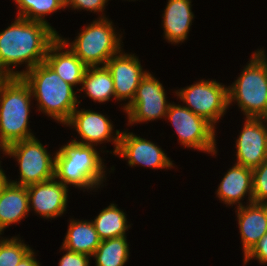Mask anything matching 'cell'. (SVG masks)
I'll return each mask as SVG.
<instances>
[{"mask_svg": "<svg viewBox=\"0 0 267 266\" xmlns=\"http://www.w3.org/2000/svg\"><path fill=\"white\" fill-rule=\"evenodd\" d=\"M58 36L49 24L16 17L8 28L0 32V77H21L45 62L48 49ZM24 62L26 70L15 72L10 68Z\"/></svg>", "mask_w": 267, "mask_h": 266, "instance_id": "cell-1", "label": "cell"}, {"mask_svg": "<svg viewBox=\"0 0 267 266\" xmlns=\"http://www.w3.org/2000/svg\"><path fill=\"white\" fill-rule=\"evenodd\" d=\"M31 97L30 86L22 77H0V150L3 154L12 143L35 137L28 127Z\"/></svg>", "mask_w": 267, "mask_h": 266, "instance_id": "cell-2", "label": "cell"}, {"mask_svg": "<svg viewBox=\"0 0 267 266\" xmlns=\"http://www.w3.org/2000/svg\"><path fill=\"white\" fill-rule=\"evenodd\" d=\"M21 77L39 103L38 110L65 125L80 103L74 87L61 79L45 62L31 68Z\"/></svg>", "mask_w": 267, "mask_h": 266, "instance_id": "cell-3", "label": "cell"}, {"mask_svg": "<svg viewBox=\"0 0 267 266\" xmlns=\"http://www.w3.org/2000/svg\"><path fill=\"white\" fill-rule=\"evenodd\" d=\"M55 154L54 177L63 185L91 190L106 180L104 162L93 145L71 141Z\"/></svg>", "mask_w": 267, "mask_h": 266, "instance_id": "cell-4", "label": "cell"}, {"mask_svg": "<svg viewBox=\"0 0 267 266\" xmlns=\"http://www.w3.org/2000/svg\"><path fill=\"white\" fill-rule=\"evenodd\" d=\"M240 76L228 86L229 106L237 102L246 117L267 119V57L265 50L253 53Z\"/></svg>", "mask_w": 267, "mask_h": 266, "instance_id": "cell-5", "label": "cell"}, {"mask_svg": "<svg viewBox=\"0 0 267 266\" xmlns=\"http://www.w3.org/2000/svg\"><path fill=\"white\" fill-rule=\"evenodd\" d=\"M58 37L87 67L105 66L111 57L122 51L121 35L117 36L112 21L104 15L84 27L75 42L68 43L67 39Z\"/></svg>", "mask_w": 267, "mask_h": 266, "instance_id": "cell-6", "label": "cell"}, {"mask_svg": "<svg viewBox=\"0 0 267 266\" xmlns=\"http://www.w3.org/2000/svg\"><path fill=\"white\" fill-rule=\"evenodd\" d=\"M47 151L36 137L7 146L5 155L16 158L20 170V181H8L27 187L54 178L55 157Z\"/></svg>", "mask_w": 267, "mask_h": 266, "instance_id": "cell-7", "label": "cell"}, {"mask_svg": "<svg viewBox=\"0 0 267 266\" xmlns=\"http://www.w3.org/2000/svg\"><path fill=\"white\" fill-rule=\"evenodd\" d=\"M166 118L177 132L184 147L197 149L215 155L217 153L215 127L205 118L193 113L185 106L169 105Z\"/></svg>", "mask_w": 267, "mask_h": 266, "instance_id": "cell-8", "label": "cell"}, {"mask_svg": "<svg viewBox=\"0 0 267 266\" xmlns=\"http://www.w3.org/2000/svg\"><path fill=\"white\" fill-rule=\"evenodd\" d=\"M176 91L180 100L186 103L185 107L205 118L214 127L229 106L228 87L216 80H201Z\"/></svg>", "mask_w": 267, "mask_h": 266, "instance_id": "cell-9", "label": "cell"}, {"mask_svg": "<svg viewBox=\"0 0 267 266\" xmlns=\"http://www.w3.org/2000/svg\"><path fill=\"white\" fill-rule=\"evenodd\" d=\"M169 105L163 85L148 72L140 81L132 102L124 108L128 125L166 118Z\"/></svg>", "mask_w": 267, "mask_h": 266, "instance_id": "cell-10", "label": "cell"}, {"mask_svg": "<svg viewBox=\"0 0 267 266\" xmlns=\"http://www.w3.org/2000/svg\"><path fill=\"white\" fill-rule=\"evenodd\" d=\"M65 125L74 126L72 128H75L81 137V141H77L76 139H72V141L79 144L93 146L96 144L97 146L98 143L102 144L103 141H114L115 149L113 153L116 155L119 148L121 132L116 130V135H112L114 133L112 132L113 125L105 115L92 110L81 109L80 111L76 108Z\"/></svg>", "mask_w": 267, "mask_h": 266, "instance_id": "cell-11", "label": "cell"}, {"mask_svg": "<svg viewBox=\"0 0 267 266\" xmlns=\"http://www.w3.org/2000/svg\"><path fill=\"white\" fill-rule=\"evenodd\" d=\"M263 122L267 119L246 117L236 139V164L253 169L267 159V126Z\"/></svg>", "mask_w": 267, "mask_h": 266, "instance_id": "cell-12", "label": "cell"}, {"mask_svg": "<svg viewBox=\"0 0 267 266\" xmlns=\"http://www.w3.org/2000/svg\"><path fill=\"white\" fill-rule=\"evenodd\" d=\"M125 52H120L117 55L111 57L106 62V67L110 71L115 90V99L116 100H125L129 101L124 108L130 104L135 96L136 90L140 81L148 73L144 71L141 67L138 57L134 54H123Z\"/></svg>", "mask_w": 267, "mask_h": 266, "instance_id": "cell-13", "label": "cell"}, {"mask_svg": "<svg viewBox=\"0 0 267 266\" xmlns=\"http://www.w3.org/2000/svg\"><path fill=\"white\" fill-rule=\"evenodd\" d=\"M116 155L128 159V164L131 167L136 166V164L152 169H171L173 167L172 161L159 146L130 132L120 134L119 148Z\"/></svg>", "mask_w": 267, "mask_h": 266, "instance_id": "cell-14", "label": "cell"}, {"mask_svg": "<svg viewBox=\"0 0 267 266\" xmlns=\"http://www.w3.org/2000/svg\"><path fill=\"white\" fill-rule=\"evenodd\" d=\"M68 187L52 178L48 181L27 186L29 209L42 217L56 218L66 210Z\"/></svg>", "mask_w": 267, "mask_h": 266, "instance_id": "cell-15", "label": "cell"}, {"mask_svg": "<svg viewBox=\"0 0 267 266\" xmlns=\"http://www.w3.org/2000/svg\"><path fill=\"white\" fill-rule=\"evenodd\" d=\"M236 212L245 256L267 233V203H248L237 207Z\"/></svg>", "mask_w": 267, "mask_h": 266, "instance_id": "cell-16", "label": "cell"}, {"mask_svg": "<svg viewBox=\"0 0 267 266\" xmlns=\"http://www.w3.org/2000/svg\"><path fill=\"white\" fill-rule=\"evenodd\" d=\"M58 37L49 47L45 63L53 69L61 79L75 87L81 84L87 66ZM64 51V52H63Z\"/></svg>", "mask_w": 267, "mask_h": 266, "instance_id": "cell-17", "label": "cell"}, {"mask_svg": "<svg viewBox=\"0 0 267 266\" xmlns=\"http://www.w3.org/2000/svg\"><path fill=\"white\" fill-rule=\"evenodd\" d=\"M253 171L251 168L236 164L227 171L218 186L217 195L227 205L242 206L240 200L248 193L247 203L253 202Z\"/></svg>", "mask_w": 267, "mask_h": 266, "instance_id": "cell-18", "label": "cell"}, {"mask_svg": "<svg viewBox=\"0 0 267 266\" xmlns=\"http://www.w3.org/2000/svg\"><path fill=\"white\" fill-rule=\"evenodd\" d=\"M29 211L27 187L7 181L0 191V233L10 224L26 218Z\"/></svg>", "mask_w": 267, "mask_h": 266, "instance_id": "cell-19", "label": "cell"}, {"mask_svg": "<svg viewBox=\"0 0 267 266\" xmlns=\"http://www.w3.org/2000/svg\"><path fill=\"white\" fill-rule=\"evenodd\" d=\"M165 38L172 44L187 39L194 14L191 0H168L163 14Z\"/></svg>", "mask_w": 267, "mask_h": 266, "instance_id": "cell-20", "label": "cell"}, {"mask_svg": "<svg viewBox=\"0 0 267 266\" xmlns=\"http://www.w3.org/2000/svg\"><path fill=\"white\" fill-rule=\"evenodd\" d=\"M101 241L92 221L70 220L62 247L91 257Z\"/></svg>", "mask_w": 267, "mask_h": 266, "instance_id": "cell-21", "label": "cell"}, {"mask_svg": "<svg viewBox=\"0 0 267 266\" xmlns=\"http://www.w3.org/2000/svg\"><path fill=\"white\" fill-rule=\"evenodd\" d=\"M80 91H85L94 102H106L115 98L113 78L106 66L87 67Z\"/></svg>", "mask_w": 267, "mask_h": 266, "instance_id": "cell-22", "label": "cell"}, {"mask_svg": "<svg viewBox=\"0 0 267 266\" xmlns=\"http://www.w3.org/2000/svg\"><path fill=\"white\" fill-rule=\"evenodd\" d=\"M92 223L101 240L126 236L125 233L130 227L127 225L126 214L115 204L103 209Z\"/></svg>", "mask_w": 267, "mask_h": 266, "instance_id": "cell-23", "label": "cell"}, {"mask_svg": "<svg viewBox=\"0 0 267 266\" xmlns=\"http://www.w3.org/2000/svg\"><path fill=\"white\" fill-rule=\"evenodd\" d=\"M92 257L96 266H124L129 259L126 236L102 240Z\"/></svg>", "mask_w": 267, "mask_h": 266, "instance_id": "cell-24", "label": "cell"}, {"mask_svg": "<svg viewBox=\"0 0 267 266\" xmlns=\"http://www.w3.org/2000/svg\"><path fill=\"white\" fill-rule=\"evenodd\" d=\"M17 4L18 17L49 24L45 15L64 9L57 0H14Z\"/></svg>", "mask_w": 267, "mask_h": 266, "instance_id": "cell-25", "label": "cell"}, {"mask_svg": "<svg viewBox=\"0 0 267 266\" xmlns=\"http://www.w3.org/2000/svg\"><path fill=\"white\" fill-rule=\"evenodd\" d=\"M31 250L17 236L0 240V266H16Z\"/></svg>", "mask_w": 267, "mask_h": 266, "instance_id": "cell-26", "label": "cell"}, {"mask_svg": "<svg viewBox=\"0 0 267 266\" xmlns=\"http://www.w3.org/2000/svg\"><path fill=\"white\" fill-rule=\"evenodd\" d=\"M253 171V202L267 203V159Z\"/></svg>", "mask_w": 267, "mask_h": 266, "instance_id": "cell-27", "label": "cell"}, {"mask_svg": "<svg viewBox=\"0 0 267 266\" xmlns=\"http://www.w3.org/2000/svg\"><path fill=\"white\" fill-rule=\"evenodd\" d=\"M244 264L246 265L251 259H256L260 264L267 263V233L264 234L253 248L245 255Z\"/></svg>", "mask_w": 267, "mask_h": 266, "instance_id": "cell-28", "label": "cell"}, {"mask_svg": "<svg viewBox=\"0 0 267 266\" xmlns=\"http://www.w3.org/2000/svg\"><path fill=\"white\" fill-rule=\"evenodd\" d=\"M66 254H64L59 261V266H89V258L90 256L82 253H77L74 251H70L61 247Z\"/></svg>", "mask_w": 267, "mask_h": 266, "instance_id": "cell-29", "label": "cell"}, {"mask_svg": "<svg viewBox=\"0 0 267 266\" xmlns=\"http://www.w3.org/2000/svg\"><path fill=\"white\" fill-rule=\"evenodd\" d=\"M108 0H70L69 6L72 7V9H85L89 11L95 12H103L105 9V3H107ZM103 10V11H102Z\"/></svg>", "mask_w": 267, "mask_h": 266, "instance_id": "cell-30", "label": "cell"}, {"mask_svg": "<svg viewBox=\"0 0 267 266\" xmlns=\"http://www.w3.org/2000/svg\"><path fill=\"white\" fill-rule=\"evenodd\" d=\"M31 249L16 266H40Z\"/></svg>", "mask_w": 267, "mask_h": 266, "instance_id": "cell-31", "label": "cell"}, {"mask_svg": "<svg viewBox=\"0 0 267 266\" xmlns=\"http://www.w3.org/2000/svg\"><path fill=\"white\" fill-rule=\"evenodd\" d=\"M8 179L4 171L0 168V191L2 187L7 183Z\"/></svg>", "mask_w": 267, "mask_h": 266, "instance_id": "cell-32", "label": "cell"}, {"mask_svg": "<svg viewBox=\"0 0 267 266\" xmlns=\"http://www.w3.org/2000/svg\"><path fill=\"white\" fill-rule=\"evenodd\" d=\"M63 8L69 7L70 0H57Z\"/></svg>", "mask_w": 267, "mask_h": 266, "instance_id": "cell-33", "label": "cell"}]
</instances>
